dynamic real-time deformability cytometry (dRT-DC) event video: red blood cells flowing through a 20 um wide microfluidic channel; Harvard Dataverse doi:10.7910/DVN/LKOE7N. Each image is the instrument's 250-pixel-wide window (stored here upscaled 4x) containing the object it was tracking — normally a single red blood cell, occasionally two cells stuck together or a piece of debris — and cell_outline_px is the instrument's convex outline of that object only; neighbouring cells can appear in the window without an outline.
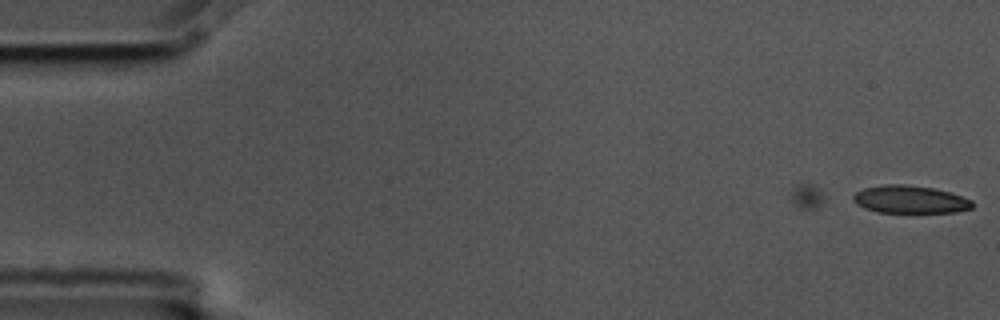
{"species": "common noctule bat (a hibernating species)", "species_latin": "Nyctalus noctula", "temperature_condition": "cold", "stored_images_in_passage": 7, "camera_frame_rate_fps": 3000, "um_per_image_px": 0.085, "animal": {"sex": "male", "body_mass_g": 17.5, "forearm_length_mm": 52.3}, "frame": {"image": 1, "passage_image": 7, "time_ms": 2.0, "image_size_px": [1000, 320], "cell_outline_px": [[972, 208], [956, 212], [880, 212], [864, 208], [856, 204], [852, 200], [852, 196], [856, 192], [864, 188], [884, 184], [904, 184], [932, 188], [948, 192], [972, 200]], "centroid_in_image_um": [77.31, 16.95], "position_along_channel_um": 7.7, "area_um2": 19.07}}